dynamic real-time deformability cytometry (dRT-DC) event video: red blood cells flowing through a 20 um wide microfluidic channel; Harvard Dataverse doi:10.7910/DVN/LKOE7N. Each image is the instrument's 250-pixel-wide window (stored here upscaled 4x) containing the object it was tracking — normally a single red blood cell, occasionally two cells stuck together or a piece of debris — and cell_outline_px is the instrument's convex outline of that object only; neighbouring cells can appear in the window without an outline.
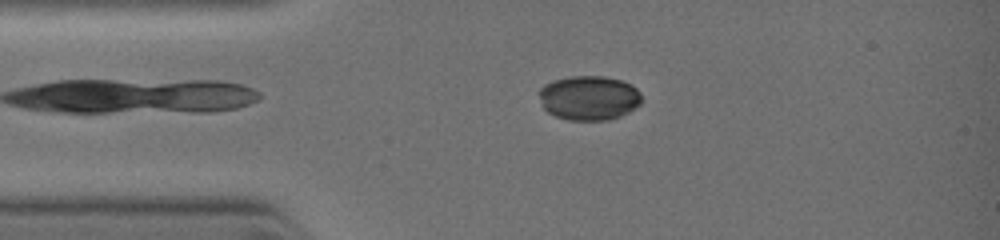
{"species": "common noctule bat (a hibernating species)", "species_latin": "Nyctalus noctula", "temperature_condition": "warm", "stored_images_in_passage": 26, "camera_frame_rate_fps": 3000, "um_per_image_px": 0.085, "animal": {"sex": "female", "body_mass_g": 19.0, "forearm_length_mm": 51.5}, "frame": {"image": 1, "passage_image": 1, "time_ms": 0.0, "image_size_px": [1000, 240], "cell_outline_px": [[640, 104], [636, 108], [620, 116], [608, 120], [568, 120], [556, 116], [548, 112], [544, 108], [536, 92], [544, 84], [552, 80], [572, 76], [604, 76], [620, 80], [632, 84], [640, 92]], "centroid_in_image_um": [50.04, 8.31], "position_along_channel_um": 35.0, "area_um2": 26.82}}
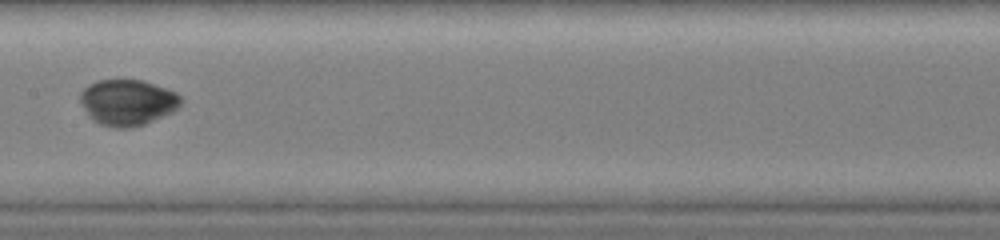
{"frame": {"image": 2, "passage_image": 16, "time_ms": 3.333, "image_size_px": [1000, 240], "cell_outline_px": [[180, 104], [172, 112], [144, 124], [128, 128], [120, 128], [100, 124], [88, 112], [80, 100], [80, 92], [88, 84], [100, 80], [144, 80], [176, 92], [180, 96]], "centroid_in_image_um": [10.86, 8.68], "position_along_channel_um": 196.5, "area_um2": 26.41}}
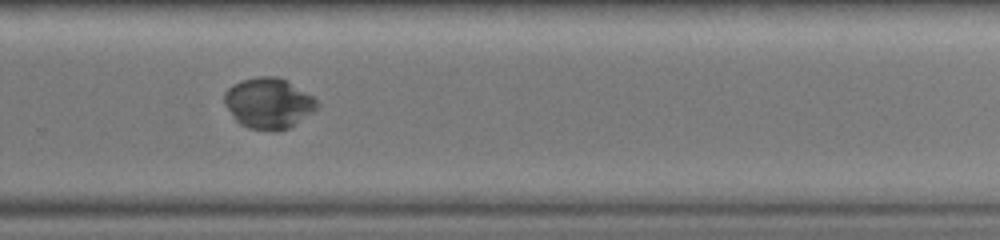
{"frame": {"image": 3, "passage_image": 23, "time_ms": 5.333, "image_size_px": [1000, 240], "cell_outline_px": [[316, 108], [288, 128], [276, 132], [248, 128], [240, 124], [236, 120], [224, 104], [224, 92], [232, 84], [240, 80], [260, 76], [280, 76], [312, 96], [316, 100]], "centroid_in_image_um": [22.76, 8.76], "position_along_channel_um": 307.0, "area_um2": 27.17}}